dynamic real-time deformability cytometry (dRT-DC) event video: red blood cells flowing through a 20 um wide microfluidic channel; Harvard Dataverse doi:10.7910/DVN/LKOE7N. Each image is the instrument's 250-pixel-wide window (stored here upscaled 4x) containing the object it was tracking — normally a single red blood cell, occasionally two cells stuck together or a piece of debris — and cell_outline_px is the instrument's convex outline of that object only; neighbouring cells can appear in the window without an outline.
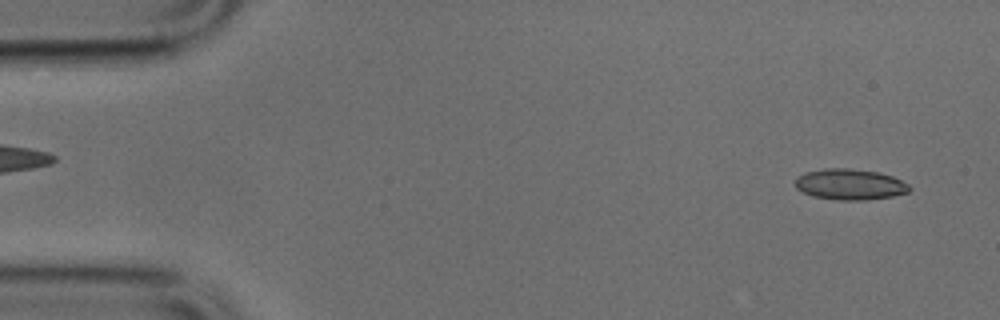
{"species": "common noctule bat (a hibernating species)", "species_latin": "Nyctalus noctula", "temperature_condition": "cold", "stored_images_in_passage": 49, "camera_frame_rate_fps": 3000, "um_per_image_px": 0.085, "animal": {"sex": "male", "body_mass_g": 17.9, "forearm_length_mm": 54.2}, "frame": {"image": 1, "passage_image": 2, "time_ms": 0.333, "image_size_px": [1000, 320], "cell_outline_px": [[912, 188], [908, 192], [892, 196], [864, 200], [840, 200], [812, 196], [796, 188], [796, 176], [804, 172], [824, 168], [848, 168], [880, 172], [892, 176], [908, 184]], "centroid_in_image_um": [72.23, 15.66], "position_along_channel_um": 12.8, "area_um2": 20.58}}
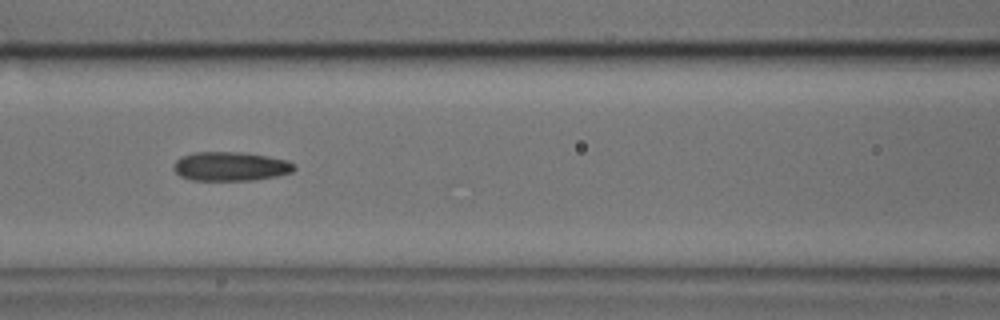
{"frame": {"image": 2, "passage_image": 20, "time_ms": 6.333, "image_size_px": [1000, 320], "cell_outline_px": [[296, 168], [292, 172], [276, 176], [252, 180], [192, 180], [180, 176], [172, 168], [176, 160], [180, 156], [196, 152], [244, 152], [288, 160], [296, 164]], "centroid_in_image_um": [19.6, 14.13], "position_along_channel_um": 147.0, "area_um2": 20.52}}
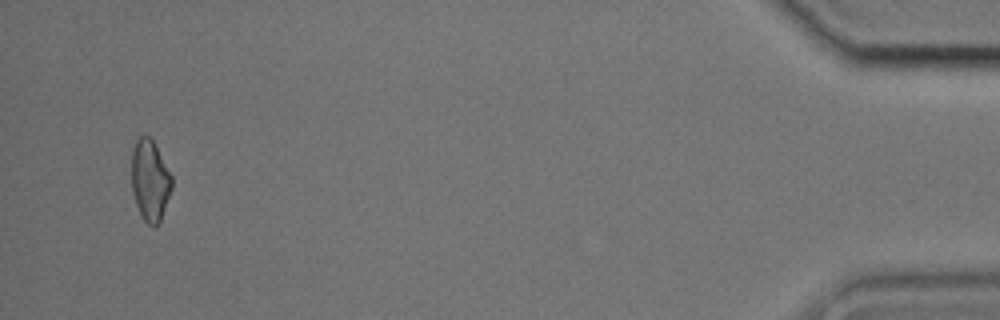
{"frame": {"image": 3, "passage_image": 47, "time_ms": 15.333, "image_size_px": [1000, 320], "cell_outline_px": [[172, 188], [160, 220], [156, 228], [152, 228], [144, 220], [136, 204], [132, 192], [132, 148], [136, 140], [140, 136], [148, 136], [152, 140], [172, 176]], "centroid_in_image_um": [12.74, 15.36], "position_along_channel_um": 422.5, "area_um2": 18.84}}